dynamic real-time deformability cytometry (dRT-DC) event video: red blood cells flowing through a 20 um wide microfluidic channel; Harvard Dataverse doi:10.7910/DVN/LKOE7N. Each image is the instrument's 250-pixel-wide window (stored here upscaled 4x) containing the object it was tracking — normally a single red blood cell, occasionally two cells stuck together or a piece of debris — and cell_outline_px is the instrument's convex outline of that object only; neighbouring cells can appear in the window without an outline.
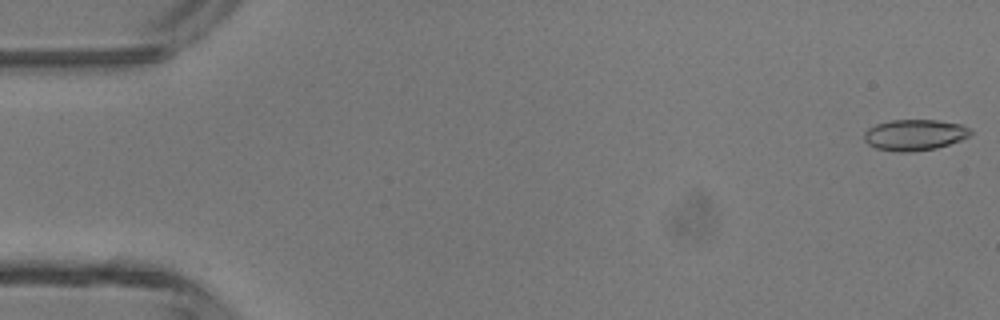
{"species": "common noctule bat (a hibernating species)", "species_latin": "Nyctalus noctula", "temperature_condition": "room temperature", "stored_images_in_passage": 48, "camera_frame_rate_fps": 3000, "um_per_image_px": 0.085, "animal": {"sex": "male", "body_mass_g": 13.3}, "frame": {"image": 1, "passage_image": 1, "time_ms": 0.0, "image_size_px": [1000, 320], "cell_outline_px": [[972, 132], [968, 136], [960, 140], [936, 148], [912, 152], [896, 152], [876, 148], [868, 144], [864, 140], [864, 132], [868, 128], [876, 124], [892, 120], [936, 120], [960, 124], [968, 128]], "centroid_in_image_um": [77.7, 11.47], "position_along_channel_um": 7.3, "area_um2": 19.13}}
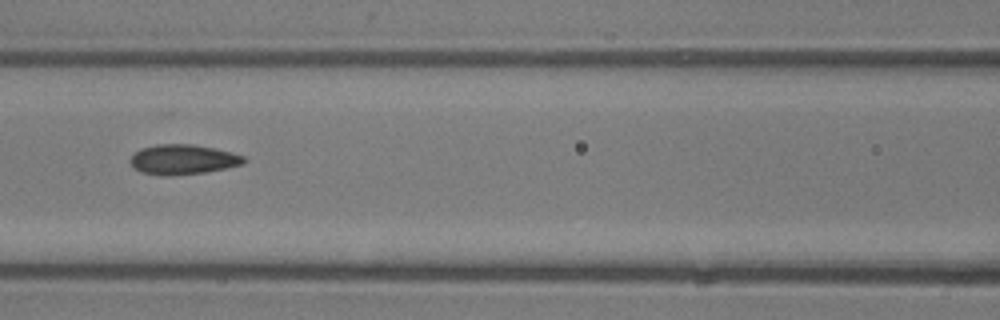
{"frame": {"image": 2, "passage_image": 21, "time_ms": 6.667, "image_size_px": [1000, 320], "cell_outline_px": [[248, 160], [244, 164], [204, 172], [168, 176], [160, 176], [140, 172], [128, 160], [140, 148], [156, 144], [192, 144], [232, 152], [244, 156]], "centroid_in_image_um": [15.54, 13.55], "position_along_channel_um": 151.1, "area_um2": 19.83}}
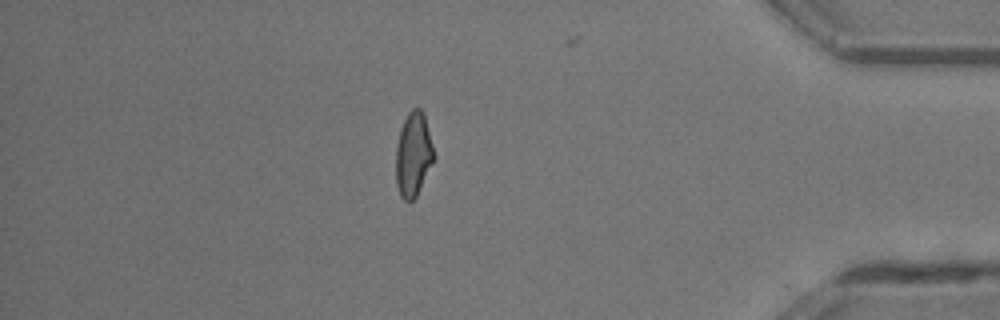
{"frame": {"image": 3, "passage_image": 41, "time_ms": 13.333, "image_size_px": [1000, 320], "cell_outline_px": [[436, 156], [416, 196], [408, 204], [400, 196], [396, 184], [396, 144], [400, 128], [408, 112], [412, 108], [420, 108], [424, 112]], "centroid_in_image_um": [35.13, 13.12], "position_along_channel_um": 400.1, "area_um2": 18.96}, "authors_computed_cell_mechanics": {"area_um2": 19.1896, "velocity_mm_per_s": 4.3629, "shape_relaxation_time_tau1_ms": null, "shape_relaxation_time_tau2_ms": 1.4302, "deformation_change_tau1": null, "deformation_change_tau2": 0.0714}}